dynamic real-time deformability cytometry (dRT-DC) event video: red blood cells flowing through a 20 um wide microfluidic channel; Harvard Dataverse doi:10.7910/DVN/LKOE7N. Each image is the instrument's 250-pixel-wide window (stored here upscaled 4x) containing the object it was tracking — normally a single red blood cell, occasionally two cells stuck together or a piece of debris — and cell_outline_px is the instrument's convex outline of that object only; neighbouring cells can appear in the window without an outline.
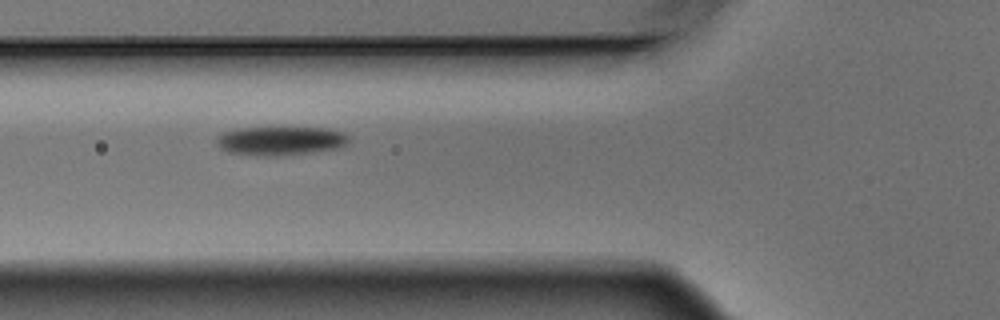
{"species": "Egyptian fruit bat (a non-hibernating species)", "species_latin": "Rousettus aegyptiacus", "temperature_condition": "warm", "stored_images_in_passage": 8, "camera_frame_rate_fps": 3000, "um_per_image_px": 0.085, "animal": {"sex": "male"}, "frame": {"image": 1, "passage_image": 3, "time_ms": 0.667, "image_size_px": [1000, 320], "cell_outline_px": [[352, 136], [344, 144], [336, 148], [312, 152], [280, 156], [256, 156], [228, 152], [220, 148], [216, 144], [216, 140], [224, 132], [240, 128], [328, 128], [344, 132]], "centroid_in_image_um": [23.85, 11.97], "position_along_channel_um": 102.0, "area_um2": 22.2}}
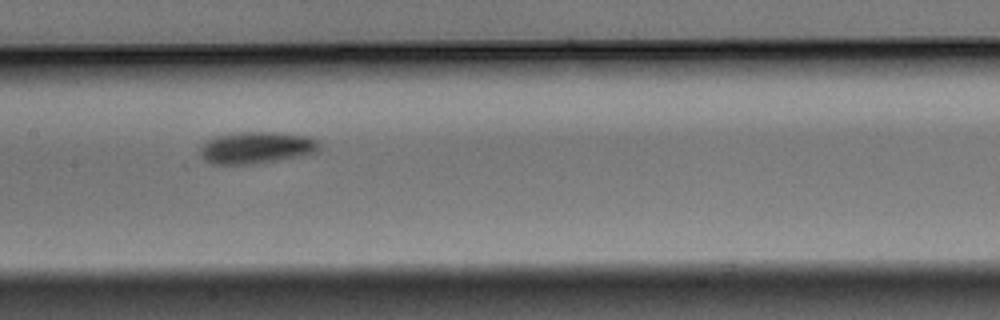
{"frame": {"image": 2, "passage_image": 5, "time_ms": 1.333, "image_size_px": [1000, 320], "cell_outline_px": [[320, 152], [304, 156], [256, 164], [212, 164], [204, 160], [200, 156], [200, 148], [204, 140], [216, 136], [240, 132], [276, 132], [308, 136], [316, 140], [320, 144]], "centroid_in_image_um": [21.81, 12.56], "position_along_channel_um": 185.6, "area_um2": 22.6}}
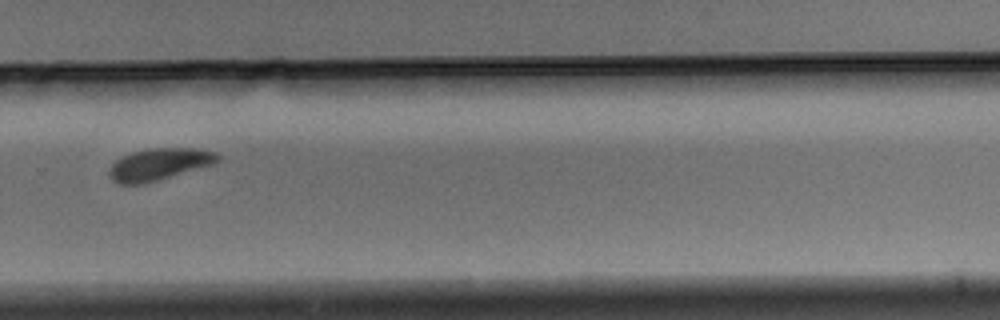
{"frame": {"image": 3, "passage_image": 8, "time_ms": 2.333, "image_size_px": [1000, 320], "cell_outline_px": [[220, 160], [212, 164], [156, 180], [140, 184], [120, 184], [112, 180], [108, 176], [108, 172], [112, 164], [120, 156], [132, 152], [148, 148], [200, 148], [216, 152], [220, 156]], "centroid_in_image_um": [13.5, 13.94], "position_along_channel_um": 316.3, "area_um2": 20.06}}